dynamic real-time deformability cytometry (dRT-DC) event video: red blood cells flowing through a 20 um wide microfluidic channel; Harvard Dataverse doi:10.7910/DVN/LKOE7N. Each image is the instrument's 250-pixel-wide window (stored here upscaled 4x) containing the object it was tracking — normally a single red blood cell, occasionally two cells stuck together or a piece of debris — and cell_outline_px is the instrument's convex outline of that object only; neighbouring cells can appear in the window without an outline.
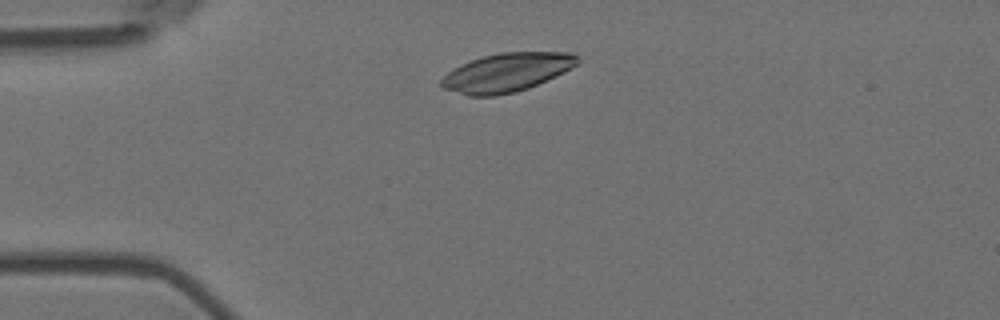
{"species": "Egyptian fruit bat (a non-hibernating species)", "species_latin": "Rousettus aegyptiacus", "temperature_condition": "room temperature", "stored_images_in_passage": 3, "camera_frame_rate_fps": 3000, "um_per_image_px": 0.085, "animal": {"sex": "female"}, "frame": {"image": 1, "passage_image": 2, "time_ms": 0.333, "image_size_px": [1000, 320], "cell_outline_px": [[580, 64], [564, 72], [528, 88], [516, 92], [496, 96], [468, 96], [444, 88], [440, 84], [440, 80], [448, 72], [472, 60], [484, 56], [500, 52], [568, 52], [580, 56]], "centroid_in_image_um": [43.12, 6.16], "position_along_channel_um": 41.9, "area_um2": 30.58}}